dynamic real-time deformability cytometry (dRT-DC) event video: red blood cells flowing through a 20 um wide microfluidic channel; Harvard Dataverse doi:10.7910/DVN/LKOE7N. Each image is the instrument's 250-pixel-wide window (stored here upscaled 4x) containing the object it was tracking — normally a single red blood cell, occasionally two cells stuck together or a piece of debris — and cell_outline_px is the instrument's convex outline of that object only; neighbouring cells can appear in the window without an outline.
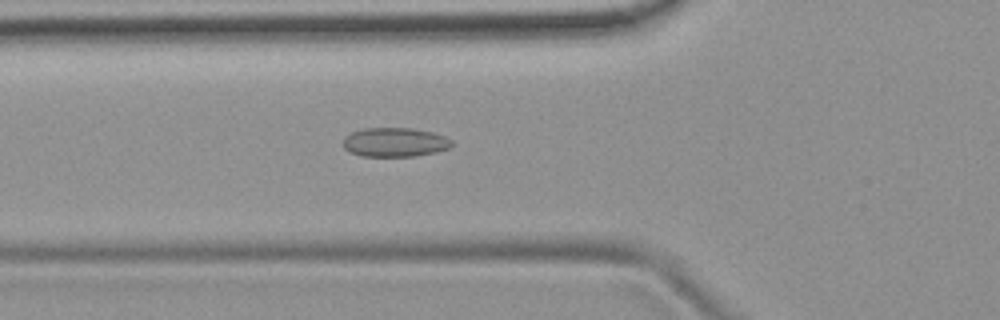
{"species": "common noctule bat (a hibernating species)", "species_latin": "Nyctalus noctula", "temperature_condition": "room temperature", "stored_images_in_passage": 52, "camera_frame_rate_fps": 3000, "um_per_image_px": 0.085, "animal": {"sex": "female", "body_mass_g": 19.9}, "frame": {"image": 1, "passage_image": 19, "time_ms": 6.0, "image_size_px": [1000, 320], "cell_outline_px": [[452, 144], [448, 148], [436, 152], [416, 156], [360, 156], [348, 152], [344, 148], [344, 136], [352, 132], [364, 128], [412, 128], [432, 132], [444, 136], [452, 140]], "centroid_in_image_um": [33.54, 12.09], "position_along_channel_um": 92.3, "area_um2": 18.5}}
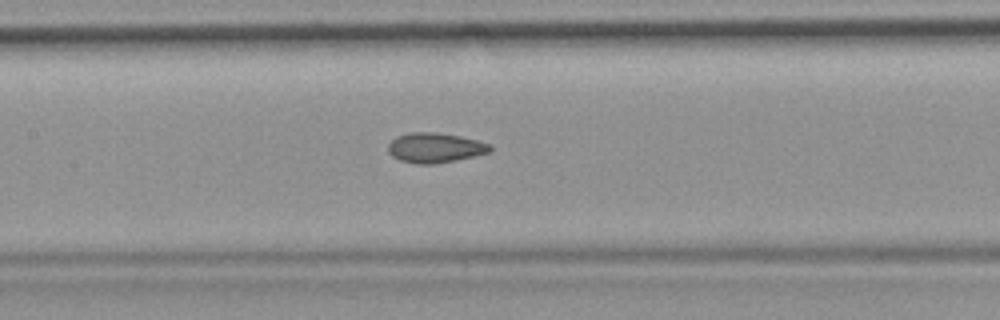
{"frame": {"image": 2, "passage_image": 25, "time_ms": 8.0, "image_size_px": [1000, 320], "cell_outline_px": [[492, 152], [476, 156], [456, 160], [432, 164], [416, 164], [400, 160], [392, 156], [388, 152], [388, 144], [396, 136], [408, 132], [436, 132], [460, 136], [476, 140], [488, 144], [492, 148]], "centroid_in_image_um": [36.96, 12.56], "position_along_channel_um": 170.4, "area_um2": 17.86}}
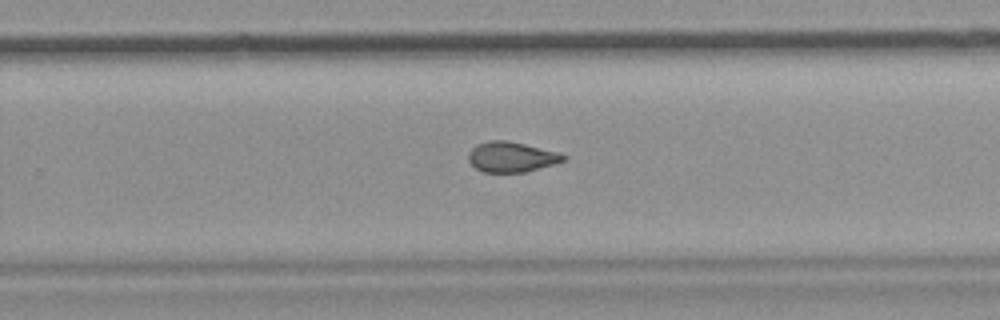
{"frame": {"image": 3, "passage_image": 34, "time_ms": 11.0, "image_size_px": [1000, 320], "cell_outline_px": [[568, 160], [556, 164], [524, 172], [484, 172], [476, 168], [468, 160], [468, 152], [476, 144], [488, 140], [504, 140], [524, 144], [560, 152], [568, 156]], "centroid_in_image_um": [43.51, 13.33], "position_along_channel_um": 286.3, "area_um2": 16.94}, "authors_computed_cell_mechanics": {"area_um2": 18.0047, "velocity_mm_per_s": 3.8877, "shape_relaxation_time_tau1_ms": null, "shape_relaxation_time_tau2_ms": 1.7033, "deformation_change_tau1": null, "deformation_change_tau2": 0.0687}}